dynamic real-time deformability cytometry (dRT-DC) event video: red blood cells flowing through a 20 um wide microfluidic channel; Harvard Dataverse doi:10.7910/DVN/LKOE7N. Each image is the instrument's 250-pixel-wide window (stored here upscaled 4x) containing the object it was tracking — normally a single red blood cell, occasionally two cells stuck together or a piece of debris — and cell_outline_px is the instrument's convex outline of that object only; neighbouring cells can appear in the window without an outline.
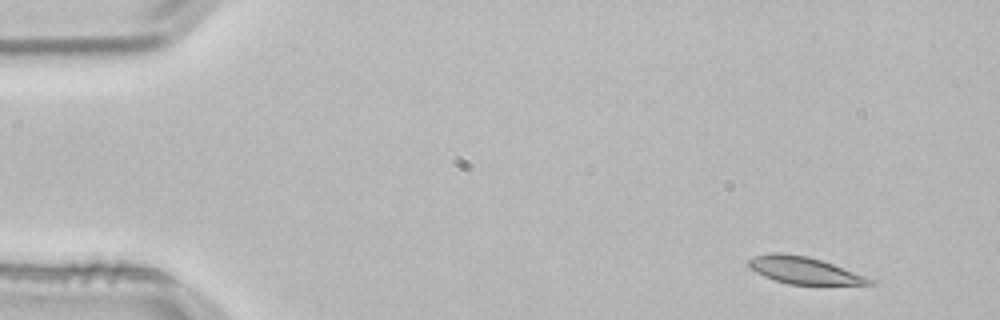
{"species": "common noctule bat (a hibernating species)", "species_latin": "Nyctalus noctula", "temperature_condition": "room temperature", "stored_images_in_passage": 3, "camera_frame_rate_fps": 3000, "um_per_image_px": 0.085, "animal": {"sex": "male", "body_mass_g": 21.5, "forearm_length_mm": 52.0}, "frame": {"image": 1, "passage_image": 1, "time_ms": 0.0, "image_size_px": [1000, 320], "cell_outline_px": [[876, 284], [788, 284], [764, 276], [756, 272], [748, 264], [748, 260], [756, 256], [772, 252], [784, 252], [808, 256], [832, 264], [876, 280]], "centroid_in_image_um": [68.34, 22.97], "position_along_channel_um": 16.7, "area_um2": 18.73}}
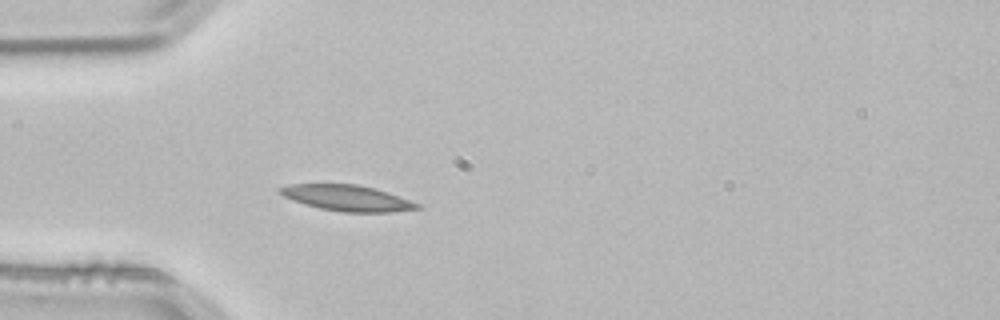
{"frame": {"image": 2, "passage_image": 3, "time_ms": 0.667, "image_size_px": [1000, 320], "cell_outline_px": [[424, 208], [392, 212], [344, 212], [320, 208], [304, 204], [292, 200], [276, 192], [276, 188], [288, 184], [360, 184], [376, 188], [388, 192], [420, 204]], "centroid_in_image_um": [29.49, 16.82], "position_along_channel_um": 55.5, "area_um2": 20.92}}